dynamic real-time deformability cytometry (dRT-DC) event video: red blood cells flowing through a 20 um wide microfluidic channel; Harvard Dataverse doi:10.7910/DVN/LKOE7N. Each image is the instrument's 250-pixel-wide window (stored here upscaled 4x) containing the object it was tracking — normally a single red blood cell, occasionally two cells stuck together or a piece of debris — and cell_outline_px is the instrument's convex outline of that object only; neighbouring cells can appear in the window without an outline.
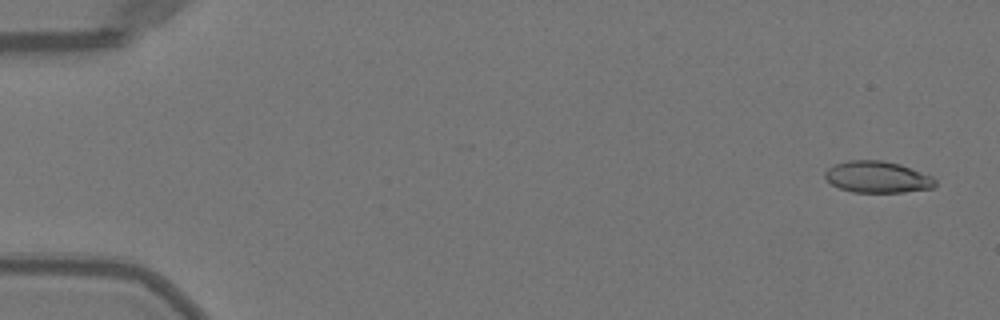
{"species": "Egyptian fruit bat (a non-hibernating species)", "species_latin": "Rousettus aegyptiacus", "temperature_condition": "warm", "stored_images_in_passage": 50, "camera_frame_rate_fps": 3000, "um_per_image_px": 0.085, "animal": {"sex": "female"}, "frame": {"image": 1, "passage_image": 2, "time_ms": 0.333, "image_size_px": [1000, 320], "cell_outline_px": [[936, 184], [932, 188], [904, 192], [852, 192], [840, 188], [832, 184], [824, 176], [824, 172], [828, 168], [836, 164], [848, 160], [884, 160], [900, 164], [932, 176], [936, 180]], "centroid_in_image_um": [74.58, 15.04], "position_along_channel_um": 10.4, "area_um2": 20.23}}
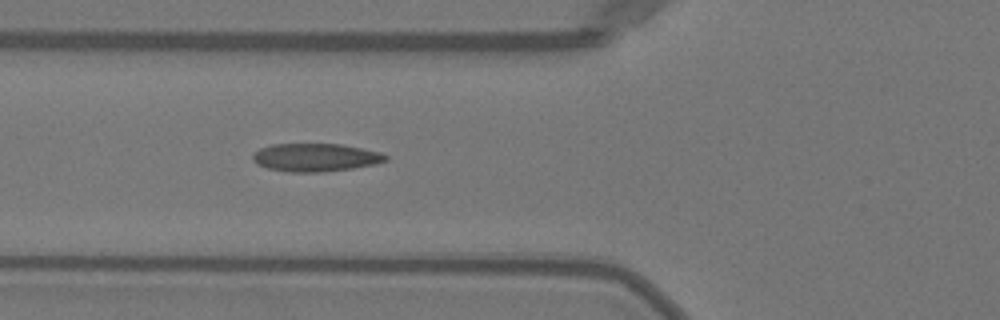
{"frame": {"image": 2, "passage_image": 19, "time_ms": 6.0, "image_size_px": [1000, 320], "cell_outline_px": [[388, 160], [376, 164], [352, 168], [320, 172], [288, 172], [268, 168], [256, 164], [252, 160], [252, 152], [260, 148], [272, 144], [340, 144], [380, 152], [388, 156]], "centroid_in_image_um": [26.78, 13.38], "position_along_channel_um": 99.0, "area_um2": 21.79}}
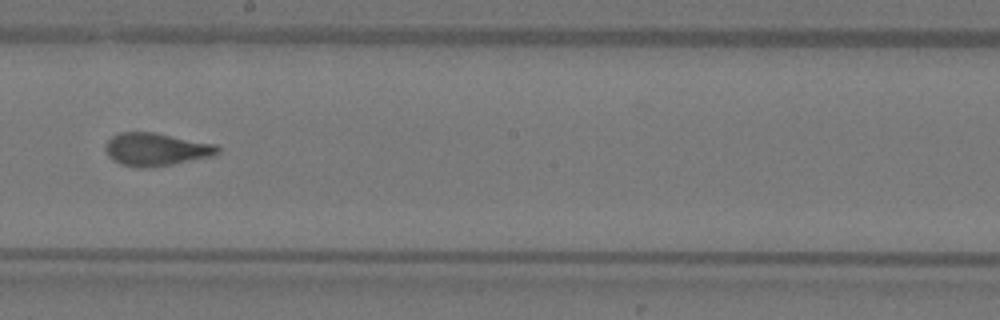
{"frame": {"image": 3, "passage_image": 29, "time_ms": 9.333, "image_size_px": [1000, 320], "cell_outline_px": [[220, 152], [216, 156], [172, 164], [148, 168], [140, 168], [120, 164], [112, 160], [108, 156], [104, 148], [104, 144], [112, 136], [120, 132], [152, 132], [216, 144], [220, 148]], "centroid_in_image_um": [13.26, 12.7], "position_along_channel_um": 234.9, "area_um2": 21.73}, "authors_computed_cell_mechanics": {"area_um2": 21.0681, "velocity_mm_per_s": 4.0751, "shape_relaxation_time_tau1_ms": 8.0036, "shape_relaxation_time_tau2_ms": 1.0351, "deformation_change_tau1": 0.2508, "deformation_change_tau2": 0.0629}}